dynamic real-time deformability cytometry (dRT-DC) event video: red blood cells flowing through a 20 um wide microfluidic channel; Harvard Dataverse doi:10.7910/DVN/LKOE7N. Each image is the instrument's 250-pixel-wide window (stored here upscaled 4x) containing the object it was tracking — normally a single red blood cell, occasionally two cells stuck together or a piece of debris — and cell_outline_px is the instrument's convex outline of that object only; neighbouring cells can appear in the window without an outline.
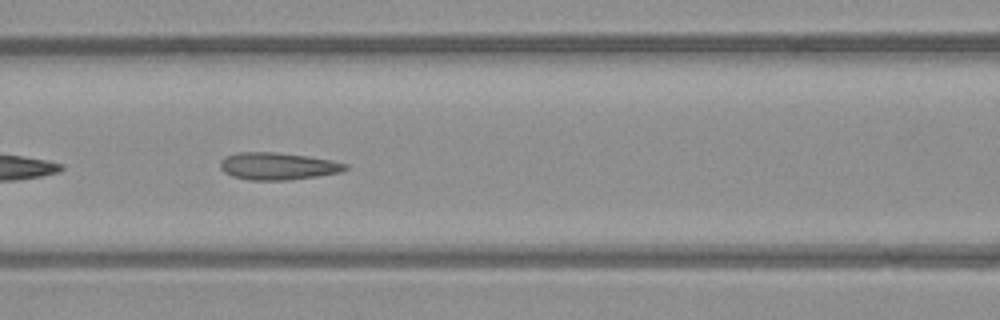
{"species": "common noctule bat (a hibernating species)", "species_latin": "Nyctalus noctula", "temperature_condition": "warm", "stored_images_in_passage": 34, "camera_frame_rate_fps": 3000, "um_per_image_px": 0.085, "animal": {"sex": "male", "body_mass_g": 23.1, "forearm_length_mm": 52.7}, "frame": {"image": 1, "passage_image": 20, "time_ms": 6.333, "image_size_px": [1000, 320], "cell_outline_px": [[348, 168], [340, 172], [316, 176], [284, 180], [252, 180], [232, 176], [224, 172], [220, 168], [220, 160], [224, 156], [236, 152], [276, 152], [308, 156], [332, 160], [348, 164]], "centroid_in_image_um": [23.58, 14.11], "position_along_channel_um": 143.0, "area_um2": 19.88}}